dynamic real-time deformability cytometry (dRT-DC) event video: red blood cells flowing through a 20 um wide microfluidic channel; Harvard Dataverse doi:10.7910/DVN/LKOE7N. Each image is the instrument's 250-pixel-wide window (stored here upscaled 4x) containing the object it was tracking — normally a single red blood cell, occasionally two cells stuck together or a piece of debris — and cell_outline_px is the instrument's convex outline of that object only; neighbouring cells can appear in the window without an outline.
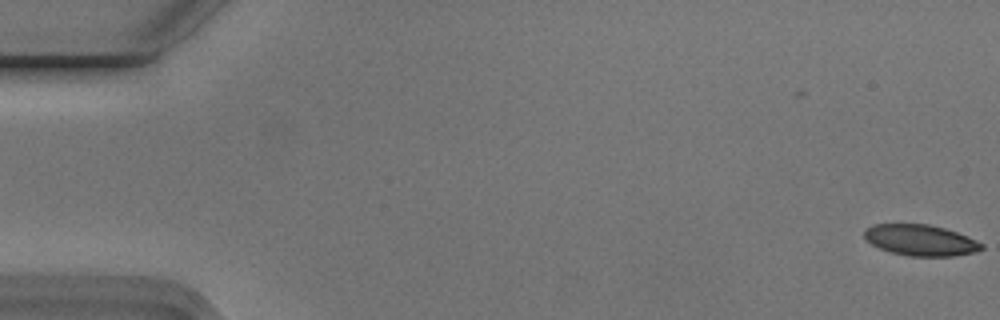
{"species": "Egyptian fruit bat (a non-hibernating species)", "species_latin": "Rousettus aegyptiacus", "temperature_condition": "cold", "stored_images_in_passage": 6, "camera_frame_rate_fps": 3000, "um_per_image_px": 0.085, "animal": {"sex": "male"}, "frame": {"image": 1, "passage_image": 1, "time_ms": 0.0, "image_size_px": [1000, 320], "cell_outline_px": [[984, 248], [976, 252], [952, 256], [908, 256], [892, 252], [880, 248], [864, 240], [864, 228], [872, 224], [928, 224], [944, 228], [968, 236], [984, 244]], "centroid_in_image_um": [78.24, 20.41], "position_along_channel_um": 6.8, "area_um2": 21.33}}
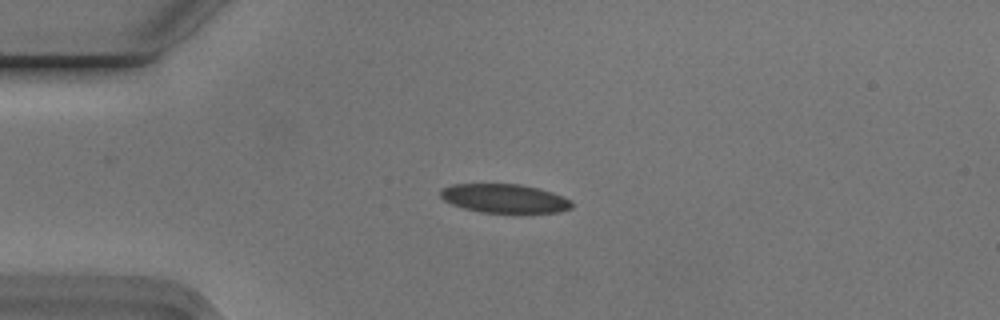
{"frame": {"image": 2, "passage_image": 5, "time_ms": 1.333, "image_size_px": [1000, 320], "cell_outline_px": [[572, 208], [560, 212], [520, 216], [480, 212], [464, 208], [452, 204], [444, 200], [440, 196], [440, 188], [452, 184], [520, 184], [540, 188], [564, 196], [572, 200]], "centroid_in_image_um": [42.95, 16.92], "position_along_channel_um": 42.0, "area_um2": 23.29}}